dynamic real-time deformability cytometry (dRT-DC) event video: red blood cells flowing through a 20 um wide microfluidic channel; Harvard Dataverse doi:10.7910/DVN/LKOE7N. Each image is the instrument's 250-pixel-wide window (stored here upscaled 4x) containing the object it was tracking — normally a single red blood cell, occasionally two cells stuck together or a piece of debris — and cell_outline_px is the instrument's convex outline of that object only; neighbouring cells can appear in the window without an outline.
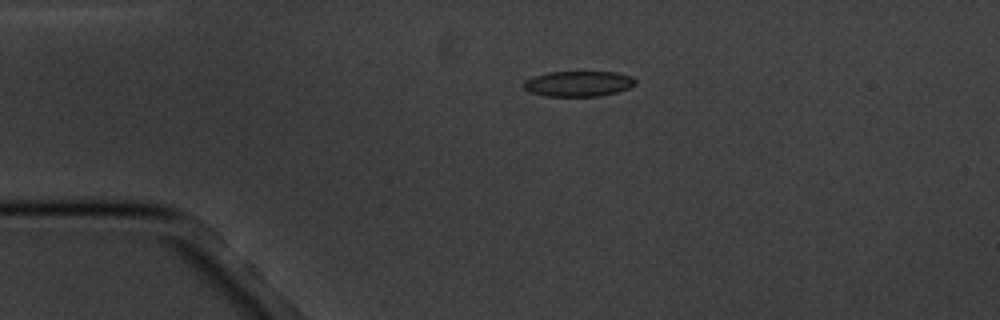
{"species": "common noctule bat (a hibernating species)", "species_latin": "Nyctalus noctula", "temperature_condition": "cold", "stored_images_in_passage": 5, "camera_frame_rate_fps": 3000, "um_per_image_px": 0.085, "animal": {"sex": "male", "body_mass_g": 20.1, "forearm_length_mm": 53.5}, "frame": {"image": 1, "passage_image": 4, "time_ms": 3.333, "image_size_px": [1000, 320], "cell_outline_px": [[636, 84], [628, 88], [616, 92], [600, 96], [544, 96], [528, 92], [520, 84], [524, 80], [532, 76], [548, 72], [616, 72], [632, 76], [636, 80]], "centroid_in_image_um": [49.11, 7.11], "position_along_channel_um": 35.9, "area_um2": 16.82}}